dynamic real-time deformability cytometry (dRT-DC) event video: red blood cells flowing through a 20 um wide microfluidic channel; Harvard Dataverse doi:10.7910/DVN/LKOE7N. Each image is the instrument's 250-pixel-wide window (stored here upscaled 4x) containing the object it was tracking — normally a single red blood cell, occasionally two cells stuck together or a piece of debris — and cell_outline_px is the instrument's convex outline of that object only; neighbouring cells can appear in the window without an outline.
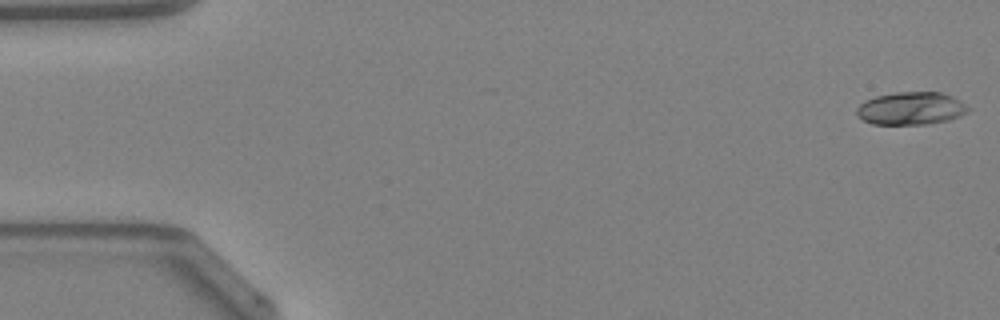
{"species": "Egyptian fruit bat (a non-hibernating species)", "species_latin": "Rousettus aegyptiacus", "temperature_condition": "warm", "stored_images_in_passage": 45, "camera_frame_rate_fps": 3000, "um_per_image_px": 0.085, "animal": {"sex": "female"}, "frame": {"image": 1, "passage_image": 1, "time_ms": 0.0, "image_size_px": [1000, 320], "cell_outline_px": [[968, 108], [960, 116], [948, 120], [928, 124], [872, 124], [856, 116], [856, 108], [864, 100], [876, 96], [896, 92], [940, 92], [952, 96], [960, 100]], "centroid_in_image_um": [77.38, 9.21], "position_along_channel_um": 7.6, "area_um2": 21.21}}
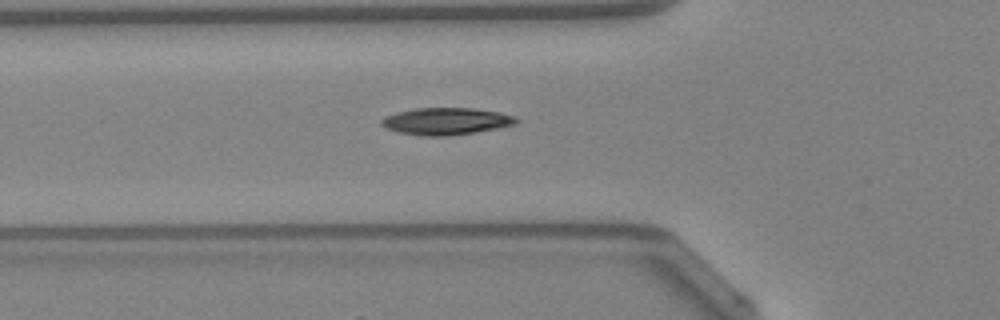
{"frame": {"image": 2, "passage_image": 17, "time_ms": 5.333, "image_size_px": [1000, 320], "cell_outline_px": [[520, 120], [516, 124], [500, 128], [448, 136], [424, 136], [400, 132], [388, 128], [380, 124], [380, 120], [384, 116], [396, 112], [416, 108], [472, 108], [500, 112], [516, 116]], "centroid_in_image_um": [37.95, 10.3], "position_along_channel_um": 87.8, "area_um2": 21.33}}